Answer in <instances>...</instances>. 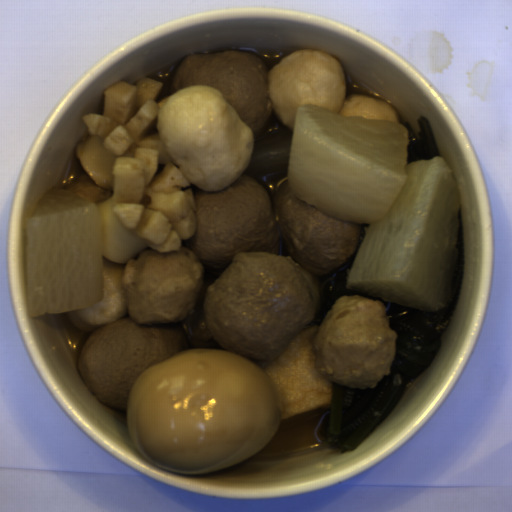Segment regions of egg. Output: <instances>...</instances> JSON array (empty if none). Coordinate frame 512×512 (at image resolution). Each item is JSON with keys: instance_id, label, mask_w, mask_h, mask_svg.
<instances>
[{"instance_id": "obj_1", "label": "egg", "mask_w": 512, "mask_h": 512, "mask_svg": "<svg viewBox=\"0 0 512 512\" xmlns=\"http://www.w3.org/2000/svg\"><path fill=\"white\" fill-rule=\"evenodd\" d=\"M126 417L144 459L191 476L248 460L282 423L277 387L263 368L235 351L201 346L141 373L130 389Z\"/></svg>"}]
</instances>
